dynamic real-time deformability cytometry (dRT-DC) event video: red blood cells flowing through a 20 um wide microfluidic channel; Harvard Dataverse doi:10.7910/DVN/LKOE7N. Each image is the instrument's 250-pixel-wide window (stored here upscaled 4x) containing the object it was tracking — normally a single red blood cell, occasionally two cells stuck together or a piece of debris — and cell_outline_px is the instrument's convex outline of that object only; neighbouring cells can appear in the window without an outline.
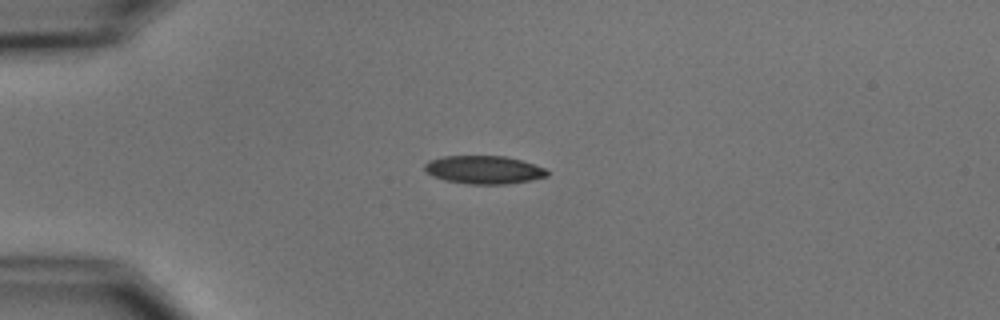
{"species": "common noctule bat (a hibernating species)", "species_latin": "Nyctalus noctula", "temperature_condition": "cold", "stored_images_in_passage": 11, "camera_frame_rate_fps": 3000, "um_per_image_px": 0.085, "animal": {"sex": "male", "body_mass_g": 15.6}, "frame": {"image": 1, "passage_image": 1, "time_ms": 0.0, "image_size_px": [1000, 320], "cell_outline_px": [[548, 176], [528, 180], [504, 184], [468, 184], [444, 180], [432, 176], [424, 168], [424, 164], [428, 160], [444, 156], [504, 156], [520, 160], [544, 168], [548, 172]], "centroid_in_image_um": [41.07, 14.43], "position_along_channel_um": 43.9, "area_um2": 19.88}}
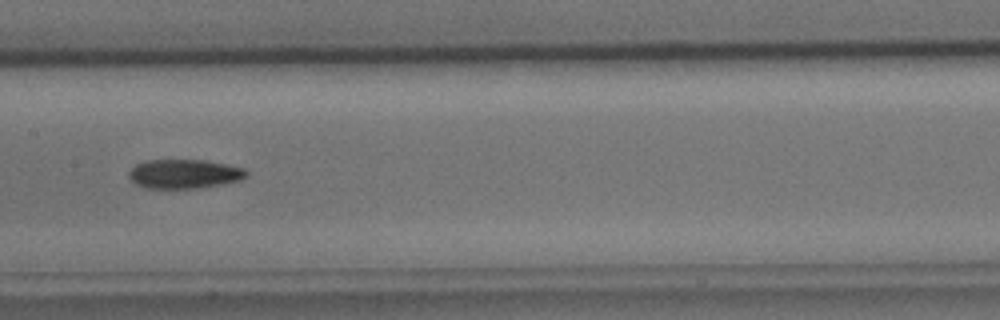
{"frame": {"image": 2, "passage_image": 5, "time_ms": 4.667, "image_size_px": [1000, 320], "cell_outline_px": [[248, 176], [240, 180], [224, 184], [200, 188], [144, 188], [136, 184], [128, 176], [128, 172], [136, 164], [144, 160], [204, 160], [244, 168], [248, 172]], "centroid_in_image_um": [15.66, 14.78], "position_along_channel_um": 191.7, "area_um2": 20.06}}
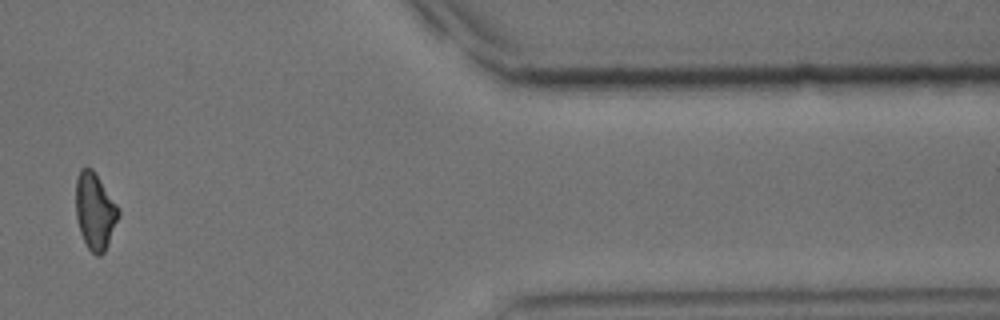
{"frame": {"image": 3, "passage_image": 10, "time_ms": 11.333, "image_size_px": [1000, 320], "cell_outline_px": [[120, 216], [108, 244], [104, 252], [100, 256], [96, 256], [88, 248], [80, 232], [76, 216], [76, 176], [80, 168], [92, 168], [120, 208]], "centroid_in_image_um": [8.08, 17.94], "position_along_channel_um": 403.3, "area_um2": 19.19}, "authors_computed_cell_mechanics": {"area_um2": 19.8832, "velocity_mm_per_s": 3.7211, "shape_relaxation_time_tau1_ms": 5.3048, "shape_relaxation_time_tau2_ms": 6.5856, "deformation_change_tau1": 0.1152, "deformation_change_tau2": 0.1507}}